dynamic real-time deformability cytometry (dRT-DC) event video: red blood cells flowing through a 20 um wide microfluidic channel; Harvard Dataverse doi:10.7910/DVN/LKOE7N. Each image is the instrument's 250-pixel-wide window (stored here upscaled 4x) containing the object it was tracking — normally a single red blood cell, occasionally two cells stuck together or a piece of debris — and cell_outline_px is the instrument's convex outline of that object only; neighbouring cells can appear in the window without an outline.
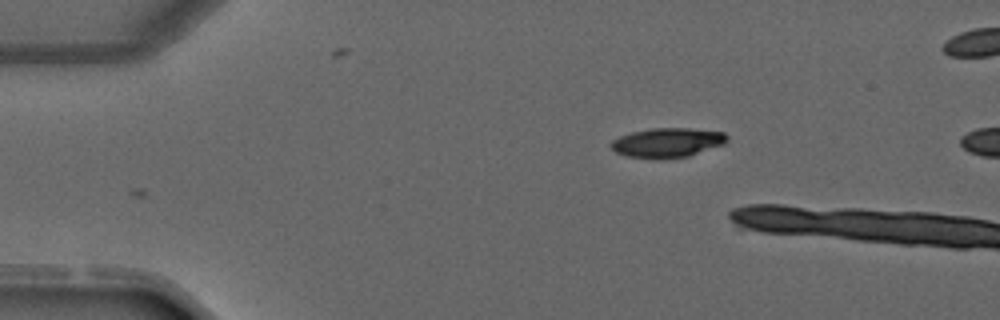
{"species": "common noctule bat (a hibernating species)", "species_latin": "Nyctalus noctula", "temperature_condition": "warm", "stored_images_in_passage": 3, "camera_frame_rate_fps": 3000, "um_per_image_px": 0.085, "animal": {"sex": "male", "forearm_length_mm": 52.5}, "frame": {"image": 1, "passage_image": 3, "time_ms": 2.667, "image_size_px": [1000, 320], "cell_outline_px": [[728, 140], [724, 144], [688, 156], [664, 160], [660, 160], [628, 156], [616, 152], [608, 144], [612, 140], [620, 136], [632, 132], [652, 128], [688, 128], [724, 132], [728, 136]], "centroid_in_image_um": [56.72, 12.13], "position_along_channel_um": 28.3, "area_um2": 20.11}}